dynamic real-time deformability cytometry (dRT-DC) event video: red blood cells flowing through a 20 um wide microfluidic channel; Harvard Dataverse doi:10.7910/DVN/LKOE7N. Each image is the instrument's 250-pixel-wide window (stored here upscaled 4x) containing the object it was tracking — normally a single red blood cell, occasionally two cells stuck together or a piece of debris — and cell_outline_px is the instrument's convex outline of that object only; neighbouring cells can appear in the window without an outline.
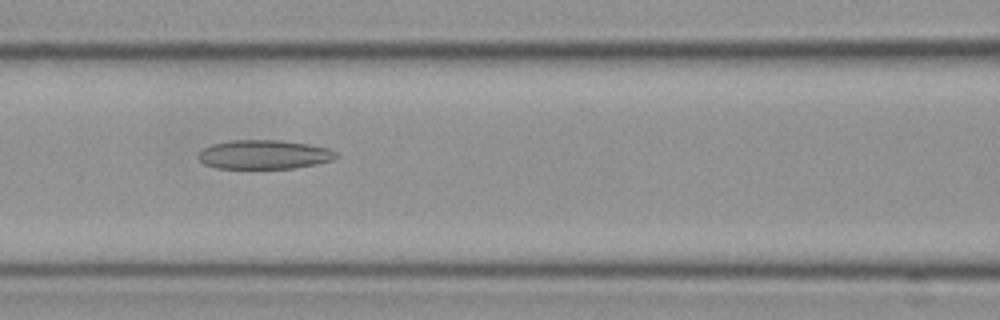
{"species": "Egyptian fruit bat (a non-hibernating species)", "species_latin": "Rousettus aegyptiacus", "temperature_condition": "cold", "stored_images_in_passage": 9, "camera_frame_rate_fps": 3000, "um_per_image_px": 0.085, "frame": {"image": 1, "passage_image": 6, "time_ms": 1.667, "image_size_px": [1000, 320], "cell_outline_px": [[340, 156], [332, 160], [316, 164], [292, 168], [216, 168], [204, 164], [196, 156], [204, 148], [212, 144], [228, 140], [280, 140], [308, 144], [328, 148], [336, 152]], "centroid_in_image_um": [22.44, 13.13], "position_along_channel_um": 144.2, "area_um2": 23.35}}
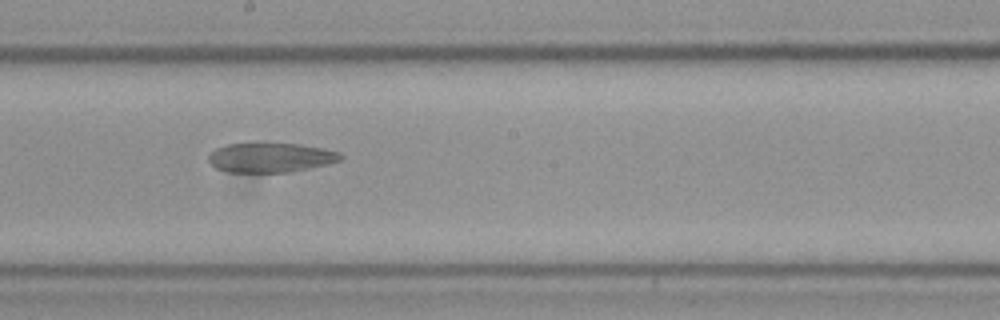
{"frame": {"image": 2, "passage_image": 8, "time_ms": 2.333, "image_size_px": [1000, 320], "cell_outline_px": [[344, 156], [340, 160], [328, 164], [288, 172], [228, 172], [216, 168], [208, 160], [208, 156], [216, 148], [224, 144], [252, 140], [268, 140], [300, 144], [324, 148], [340, 152]], "centroid_in_image_um": [22.97, 13.32], "position_along_channel_um": 225.2, "area_um2": 23.87}}
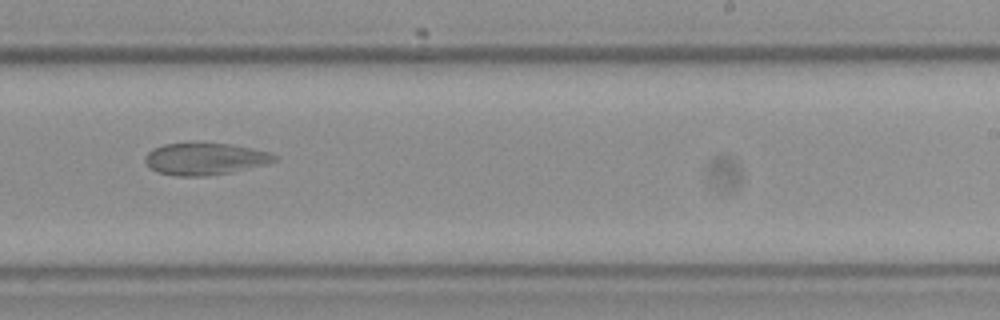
{"frame": {"image": 3, "passage_image": 9, "time_ms": 2.667, "image_size_px": [1000, 320], "cell_outline_px": [[280, 160], [268, 164], [232, 172], [204, 176], [176, 176], [156, 172], [144, 160], [144, 156], [152, 148], [164, 144], [232, 144], [252, 148], [268, 152], [276, 156]], "centroid_in_image_um": [17.45, 13.52], "position_along_channel_um": 271.6, "area_um2": 23.99}}